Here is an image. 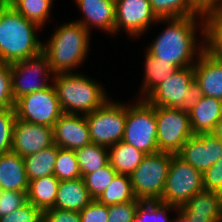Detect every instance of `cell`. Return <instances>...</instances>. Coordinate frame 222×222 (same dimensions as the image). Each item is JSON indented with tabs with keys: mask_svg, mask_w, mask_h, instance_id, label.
Instances as JSON below:
<instances>
[{
	"mask_svg": "<svg viewBox=\"0 0 222 222\" xmlns=\"http://www.w3.org/2000/svg\"><path fill=\"white\" fill-rule=\"evenodd\" d=\"M198 17L203 26L199 30L202 29V38H205V16L158 19L156 23L167 22V27L152 41L147 52L159 61L169 62L177 68L194 66L205 50V39L197 43Z\"/></svg>",
	"mask_w": 222,
	"mask_h": 222,
	"instance_id": "obj_1",
	"label": "cell"
},
{
	"mask_svg": "<svg viewBox=\"0 0 222 222\" xmlns=\"http://www.w3.org/2000/svg\"><path fill=\"white\" fill-rule=\"evenodd\" d=\"M41 28L11 5L0 7V62L12 64L43 52L36 33Z\"/></svg>",
	"mask_w": 222,
	"mask_h": 222,
	"instance_id": "obj_2",
	"label": "cell"
},
{
	"mask_svg": "<svg viewBox=\"0 0 222 222\" xmlns=\"http://www.w3.org/2000/svg\"><path fill=\"white\" fill-rule=\"evenodd\" d=\"M90 33L75 21L56 27L48 42L43 43V53L54 74L70 73L82 65L89 52Z\"/></svg>",
	"mask_w": 222,
	"mask_h": 222,
	"instance_id": "obj_3",
	"label": "cell"
},
{
	"mask_svg": "<svg viewBox=\"0 0 222 222\" xmlns=\"http://www.w3.org/2000/svg\"><path fill=\"white\" fill-rule=\"evenodd\" d=\"M55 88L63 113L86 115L102 106L109 98L98 81L85 75L70 73L54 74Z\"/></svg>",
	"mask_w": 222,
	"mask_h": 222,
	"instance_id": "obj_4",
	"label": "cell"
},
{
	"mask_svg": "<svg viewBox=\"0 0 222 222\" xmlns=\"http://www.w3.org/2000/svg\"><path fill=\"white\" fill-rule=\"evenodd\" d=\"M173 153L146 154L130 175L136 199L139 201L161 200Z\"/></svg>",
	"mask_w": 222,
	"mask_h": 222,
	"instance_id": "obj_5",
	"label": "cell"
},
{
	"mask_svg": "<svg viewBox=\"0 0 222 222\" xmlns=\"http://www.w3.org/2000/svg\"><path fill=\"white\" fill-rule=\"evenodd\" d=\"M138 101L136 104H127L122 141L145 154H154L159 152L155 106L150 105L145 99L139 98Z\"/></svg>",
	"mask_w": 222,
	"mask_h": 222,
	"instance_id": "obj_6",
	"label": "cell"
},
{
	"mask_svg": "<svg viewBox=\"0 0 222 222\" xmlns=\"http://www.w3.org/2000/svg\"><path fill=\"white\" fill-rule=\"evenodd\" d=\"M203 190V173L173 154L160 201L180 209L191 197Z\"/></svg>",
	"mask_w": 222,
	"mask_h": 222,
	"instance_id": "obj_7",
	"label": "cell"
},
{
	"mask_svg": "<svg viewBox=\"0 0 222 222\" xmlns=\"http://www.w3.org/2000/svg\"><path fill=\"white\" fill-rule=\"evenodd\" d=\"M85 116L92 143L108 148L122 141L127 117L125 103L108 99L97 110Z\"/></svg>",
	"mask_w": 222,
	"mask_h": 222,
	"instance_id": "obj_8",
	"label": "cell"
},
{
	"mask_svg": "<svg viewBox=\"0 0 222 222\" xmlns=\"http://www.w3.org/2000/svg\"><path fill=\"white\" fill-rule=\"evenodd\" d=\"M159 151L177 154L194 135L189 113L183 109L155 106Z\"/></svg>",
	"mask_w": 222,
	"mask_h": 222,
	"instance_id": "obj_9",
	"label": "cell"
},
{
	"mask_svg": "<svg viewBox=\"0 0 222 222\" xmlns=\"http://www.w3.org/2000/svg\"><path fill=\"white\" fill-rule=\"evenodd\" d=\"M16 118L33 124L53 127L63 114L53 84L18 98L14 104Z\"/></svg>",
	"mask_w": 222,
	"mask_h": 222,
	"instance_id": "obj_10",
	"label": "cell"
},
{
	"mask_svg": "<svg viewBox=\"0 0 222 222\" xmlns=\"http://www.w3.org/2000/svg\"><path fill=\"white\" fill-rule=\"evenodd\" d=\"M11 65L12 92L14 101L24 95L44 90L52 85L50 80L52 72L47 56L40 54ZM40 76V78H38Z\"/></svg>",
	"mask_w": 222,
	"mask_h": 222,
	"instance_id": "obj_11",
	"label": "cell"
},
{
	"mask_svg": "<svg viewBox=\"0 0 222 222\" xmlns=\"http://www.w3.org/2000/svg\"><path fill=\"white\" fill-rule=\"evenodd\" d=\"M115 7V33L124 29L128 36L136 38L158 20L149 0H115Z\"/></svg>",
	"mask_w": 222,
	"mask_h": 222,
	"instance_id": "obj_12",
	"label": "cell"
},
{
	"mask_svg": "<svg viewBox=\"0 0 222 222\" xmlns=\"http://www.w3.org/2000/svg\"><path fill=\"white\" fill-rule=\"evenodd\" d=\"M194 80L193 66L177 68L144 99L152 106L182 109L183 100H187L189 86Z\"/></svg>",
	"mask_w": 222,
	"mask_h": 222,
	"instance_id": "obj_13",
	"label": "cell"
},
{
	"mask_svg": "<svg viewBox=\"0 0 222 222\" xmlns=\"http://www.w3.org/2000/svg\"><path fill=\"white\" fill-rule=\"evenodd\" d=\"M177 155L196 170L204 173L222 156V139L212 133L191 136Z\"/></svg>",
	"mask_w": 222,
	"mask_h": 222,
	"instance_id": "obj_14",
	"label": "cell"
},
{
	"mask_svg": "<svg viewBox=\"0 0 222 222\" xmlns=\"http://www.w3.org/2000/svg\"><path fill=\"white\" fill-rule=\"evenodd\" d=\"M52 145H54L53 127L16 118L12 136V152L24 158Z\"/></svg>",
	"mask_w": 222,
	"mask_h": 222,
	"instance_id": "obj_15",
	"label": "cell"
},
{
	"mask_svg": "<svg viewBox=\"0 0 222 222\" xmlns=\"http://www.w3.org/2000/svg\"><path fill=\"white\" fill-rule=\"evenodd\" d=\"M54 144L75 150L92 143L85 115L63 113L53 126Z\"/></svg>",
	"mask_w": 222,
	"mask_h": 222,
	"instance_id": "obj_16",
	"label": "cell"
},
{
	"mask_svg": "<svg viewBox=\"0 0 222 222\" xmlns=\"http://www.w3.org/2000/svg\"><path fill=\"white\" fill-rule=\"evenodd\" d=\"M75 3L84 16L75 22L80 23L89 32L91 27H97L107 34H115V0H75Z\"/></svg>",
	"mask_w": 222,
	"mask_h": 222,
	"instance_id": "obj_17",
	"label": "cell"
},
{
	"mask_svg": "<svg viewBox=\"0 0 222 222\" xmlns=\"http://www.w3.org/2000/svg\"><path fill=\"white\" fill-rule=\"evenodd\" d=\"M194 222H222V194L203 190L181 208Z\"/></svg>",
	"mask_w": 222,
	"mask_h": 222,
	"instance_id": "obj_18",
	"label": "cell"
},
{
	"mask_svg": "<svg viewBox=\"0 0 222 222\" xmlns=\"http://www.w3.org/2000/svg\"><path fill=\"white\" fill-rule=\"evenodd\" d=\"M193 67L203 95L222 100V62L204 50Z\"/></svg>",
	"mask_w": 222,
	"mask_h": 222,
	"instance_id": "obj_19",
	"label": "cell"
},
{
	"mask_svg": "<svg viewBox=\"0 0 222 222\" xmlns=\"http://www.w3.org/2000/svg\"><path fill=\"white\" fill-rule=\"evenodd\" d=\"M24 159L12 151L0 155V190L28 191Z\"/></svg>",
	"mask_w": 222,
	"mask_h": 222,
	"instance_id": "obj_20",
	"label": "cell"
},
{
	"mask_svg": "<svg viewBox=\"0 0 222 222\" xmlns=\"http://www.w3.org/2000/svg\"><path fill=\"white\" fill-rule=\"evenodd\" d=\"M188 113L194 134L212 133L222 116V100L203 96Z\"/></svg>",
	"mask_w": 222,
	"mask_h": 222,
	"instance_id": "obj_21",
	"label": "cell"
},
{
	"mask_svg": "<svg viewBox=\"0 0 222 222\" xmlns=\"http://www.w3.org/2000/svg\"><path fill=\"white\" fill-rule=\"evenodd\" d=\"M92 200L82 177L74 180L60 181L53 208L80 212Z\"/></svg>",
	"mask_w": 222,
	"mask_h": 222,
	"instance_id": "obj_22",
	"label": "cell"
},
{
	"mask_svg": "<svg viewBox=\"0 0 222 222\" xmlns=\"http://www.w3.org/2000/svg\"><path fill=\"white\" fill-rule=\"evenodd\" d=\"M146 154L132 145L119 141L108 147L109 164L118 173L131 175Z\"/></svg>",
	"mask_w": 222,
	"mask_h": 222,
	"instance_id": "obj_23",
	"label": "cell"
},
{
	"mask_svg": "<svg viewBox=\"0 0 222 222\" xmlns=\"http://www.w3.org/2000/svg\"><path fill=\"white\" fill-rule=\"evenodd\" d=\"M59 182L54 175L29 181L27 201L42 212L53 208Z\"/></svg>",
	"mask_w": 222,
	"mask_h": 222,
	"instance_id": "obj_24",
	"label": "cell"
},
{
	"mask_svg": "<svg viewBox=\"0 0 222 222\" xmlns=\"http://www.w3.org/2000/svg\"><path fill=\"white\" fill-rule=\"evenodd\" d=\"M158 19L205 16V11L195 0H149Z\"/></svg>",
	"mask_w": 222,
	"mask_h": 222,
	"instance_id": "obj_25",
	"label": "cell"
},
{
	"mask_svg": "<svg viewBox=\"0 0 222 222\" xmlns=\"http://www.w3.org/2000/svg\"><path fill=\"white\" fill-rule=\"evenodd\" d=\"M144 80L140 92V98H146L157 86L165 81L177 67L169 62L159 61L146 51ZM143 96V98H142Z\"/></svg>",
	"mask_w": 222,
	"mask_h": 222,
	"instance_id": "obj_26",
	"label": "cell"
},
{
	"mask_svg": "<svg viewBox=\"0 0 222 222\" xmlns=\"http://www.w3.org/2000/svg\"><path fill=\"white\" fill-rule=\"evenodd\" d=\"M58 153L56 144L24 157L25 170L29 181L54 175V167Z\"/></svg>",
	"mask_w": 222,
	"mask_h": 222,
	"instance_id": "obj_27",
	"label": "cell"
},
{
	"mask_svg": "<svg viewBox=\"0 0 222 222\" xmlns=\"http://www.w3.org/2000/svg\"><path fill=\"white\" fill-rule=\"evenodd\" d=\"M74 151L81 177L99 170L109 162L108 148L95 143H90Z\"/></svg>",
	"mask_w": 222,
	"mask_h": 222,
	"instance_id": "obj_28",
	"label": "cell"
},
{
	"mask_svg": "<svg viewBox=\"0 0 222 222\" xmlns=\"http://www.w3.org/2000/svg\"><path fill=\"white\" fill-rule=\"evenodd\" d=\"M97 200L107 206L137 200L130 176L117 173L111 184Z\"/></svg>",
	"mask_w": 222,
	"mask_h": 222,
	"instance_id": "obj_29",
	"label": "cell"
},
{
	"mask_svg": "<svg viewBox=\"0 0 222 222\" xmlns=\"http://www.w3.org/2000/svg\"><path fill=\"white\" fill-rule=\"evenodd\" d=\"M53 0H11V6L27 20L44 27L50 20V11Z\"/></svg>",
	"mask_w": 222,
	"mask_h": 222,
	"instance_id": "obj_30",
	"label": "cell"
},
{
	"mask_svg": "<svg viewBox=\"0 0 222 222\" xmlns=\"http://www.w3.org/2000/svg\"><path fill=\"white\" fill-rule=\"evenodd\" d=\"M179 208L159 201H140L133 222H171L169 210Z\"/></svg>",
	"mask_w": 222,
	"mask_h": 222,
	"instance_id": "obj_31",
	"label": "cell"
},
{
	"mask_svg": "<svg viewBox=\"0 0 222 222\" xmlns=\"http://www.w3.org/2000/svg\"><path fill=\"white\" fill-rule=\"evenodd\" d=\"M54 176L59 181H68L81 178V172L74 150L58 147L54 167Z\"/></svg>",
	"mask_w": 222,
	"mask_h": 222,
	"instance_id": "obj_32",
	"label": "cell"
},
{
	"mask_svg": "<svg viewBox=\"0 0 222 222\" xmlns=\"http://www.w3.org/2000/svg\"><path fill=\"white\" fill-rule=\"evenodd\" d=\"M117 172L109 162L99 170L82 176L85 186L92 199H98L111 184Z\"/></svg>",
	"mask_w": 222,
	"mask_h": 222,
	"instance_id": "obj_33",
	"label": "cell"
},
{
	"mask_svg": "<svg viewBox=\"0 0 222 222\" xmlns=\"http://www.w3.org/2000/svg\"><path fill=\"white\" fill-rule=\"evenodd\" d=\"M205 50L222 62V18H205Z\"/></svg>",
	"mask_w": 222,
	"mask_h": 222,
	"instance_id": "obj_34",
	"label": "cell"
},
{
	"mask_svg": "<svg viewBox=\"0 0 222 222\" xmlns=\"http://www.w3.org/2000/svg\"><path fill=\"white\" fill-rule=\"evenodd\" d=\"M16 121L14 108L0 110V155L12 149L13 128Z\"/></svg>",
	"mask_w": 222,
	"mask_h": 222,
	"instance_id": "obj_35",
	"label": "cell"
},
{
	"mask_svg": "<svg viewBox=\"0 0 222 222\" xmlns=\"http://www.w3.org/2000/svg\"><path fill=\"white\" fill-rule=\"evenodd\" d=\"M11 65L0 62V110L14 108Z\"/></svg>",
	"mask_w": 222,
	"mask_h": 222,
	"instance_id": "obj_36",
	"label": "cell"
},
{
	"mask_svg": "<svg viewBox=\"0 0 222 222\" xmlns=\"http://www.w3.org/2000/svg\"><path fill=\"white\" fill-rule=\"evenodd\" d=\"M0 222H43V212L27 202L10 214L0 217Z\"/></svg>",
	"mask_w": 222,
	"mask_h": 222,
	"instance_id": "obj_37",
	"label": "cell"
},
{
	"mask_svg": "<svg viewBox=\"0 0 222 222\" xmlns=\"http://www.w3.org/2000/svg\"><path fill=\"white\" fill-rule=\"evenodd\" d=\"M27 202V192L0 190V217L10 214Z\"/></svg>",
	"mask_w": 222,
	"mask_h": 222,
	"instance_id": "obj_38",
	"label": "cell"
},
{
	"mask_svg": "<svg viewBox=\"0 0 222 222\" xmlns=\"http://www.w3.org/2000/svg\"><path fill=\"white\" fill-rule=\"evenodd\" d=\"M140 201L134 200L108 206V222H133Z\"/></svg>",
	"mask_w": 222,
	"mask_h": 222,
	"instance_id": "obj_39",
	"label": "cell"
},
{
	"mask_svg": "<svg viewBox=\"0 0 222 222\" xmlns=\"http://www.w3.org/2000/svg\"><path fill=\"white\" fill-rule=\"evenodd\" d=\"M81 222H108V206L93 199L80 212Z\"/></svg>",
	"mask_w": 222,
	"mask_h": 222,
	"instance_id": "obj_40",
	"label": "cell"
},
{
	"mask_svg": "<svg viewBox=\"0 0 222 222\" xmlns=\"http://www.w3.org/2000/svg\"><path fill=\"white\" fill-rule=\"evenodd\" d=\"M204 190L222 194V156L203 173Z\"/></svg>",
	"mask_w": 222,
	"mask_h": 222,
	"instance_id": "obj_41",
	"label": "cell"
},
{
	"mask_svg": "<svg viewBox=\"0 0 222 222\" xmlns=\"http://www.w3.org/2000/svg\"><path fill=\"white\" fill-rule=\"evenodd\" d=\"M43 222H81L79 212L51 208L43 212Z\"/></svg>",
	"mask_w": 222,
	"mask_h": 222,
	"instance_id": "obj_42",
	"label": "cell"
},
{
	"mask_svg": "<svg viewBox=\"0 0 222 222\" xmlns=\"http://www.w3.org/2000/svg\"><path fill=\"white\" fill-rule=\"evenodd\" d=\"M203 96L200 85L194 80L189 86L187 100H183L182 109L189 112L196 106Z\"/></svg>",
	"mask_w": 222,
	"mask_h": 222,
	"instance_id": "obj_43",
	"label": "cell"
},
{
	"mask_svg": "<svg viewBox=\"0 0 222 222\" xmlns=\"http://www.w3.org/2000/svg\"><path fill=\"white\" fill-rule=\"evenodd\" d=\"M205 18H222V0H217L211 9L205 11Z\"/></svg>",
	"mask_w": 222,
	"mask_h": 222,
	"instance_id": "obj_44",
	"label": "cell"
},
{
	"mask_svg": "<svg viewBox=\"0 0 222 222\" xmlns=\"http://www.w3.org/2000/svg\"><path fill=\"white\" fill-rule=\"evenodd\" d=\"M176 218H173L171 222H194L190 217L181 209H178Z\"/></svg>",
	"mask_w": 222,
	"mask_h": 222,
	"instance_id": "obj_45",
	"label": "cell"
},
{
	"mask_svg": "<svg viewBox=\"0 0 222 222\" xmlns=\"http://www.w3.org/2000/svg\"><path fill=\"white\" fill-rule=\"evenodd\" d=\"M195 2L204 10L211 9L216 3L217 0H195Z\"/></svg>",
	"mask_w": 222,
	"mask_h": 222,
	"instance_id": "obj_46",
	"label": "cell"
},
{
	"mask_svg": "<svg viewBox=\"0 0 222 222\" xmlns=\"http://www.w3.org/2000/svg\"><path fill=\"white\" fill-rule=\"evenodd\" d=\"M212 134L219 137L220 139H222V116L220 117V119L216 123V126H215L214 130L212 131Z\"/></svg>",
	"mask_w": 222,
	"mask_h": 222,
	"instance_id": "obj_47",
	"label": "cell"
},
{
	"mask_svg": "<svg viewBox=\"0 0 222 222\" xmlns=\"http://www.w3.org/2000/svg\"><path fill=\"white\" fill-rule=\"evenodd\" d=\"M11 5V0H0V7Z\"/></svg>",
	"mask_w": 222,
	"mask_h": 222,
	"instance_id": "obj_48",
	"label": "cell"
}]
</instances>
